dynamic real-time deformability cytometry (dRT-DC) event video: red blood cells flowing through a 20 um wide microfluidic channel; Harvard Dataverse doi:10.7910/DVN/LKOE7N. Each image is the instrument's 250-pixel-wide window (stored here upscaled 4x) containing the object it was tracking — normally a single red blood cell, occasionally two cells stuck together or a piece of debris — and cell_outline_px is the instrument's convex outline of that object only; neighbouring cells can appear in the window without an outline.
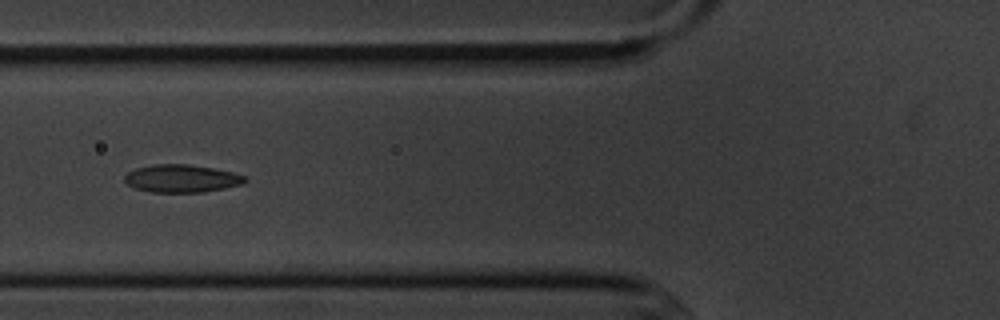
{"species": "common noctule bat (a hibernating species)", "species_latin": "Nyctalus noctula", "temperature_condition": "cold", "stored_images_in_passage": 8, "camera_frame_rate_fps": 3000, "um_per_image_px": 0.085, "animal": {"sex": "male", "body_mass_g": 20.1, "forearm_length_mm": 53.5}, "frame": {"image": 1, "passage_image": 6, "time_ms": 6.667, "image_size_px": [1000, 320], "cell_outline_px": [[248, 180], [244, 184], [204, 192], [152, 192], [136, 188], [128, 184], [124, 180], [124, 176], [128, 172], [136, 168], [152, 164], [188, 164], [212, 168], [232, 172], [244, 176]], "centroid_in_image_um": [15.44, 15.17], "position_along_channel_um": 110.4, "area_um2": 19.42}}
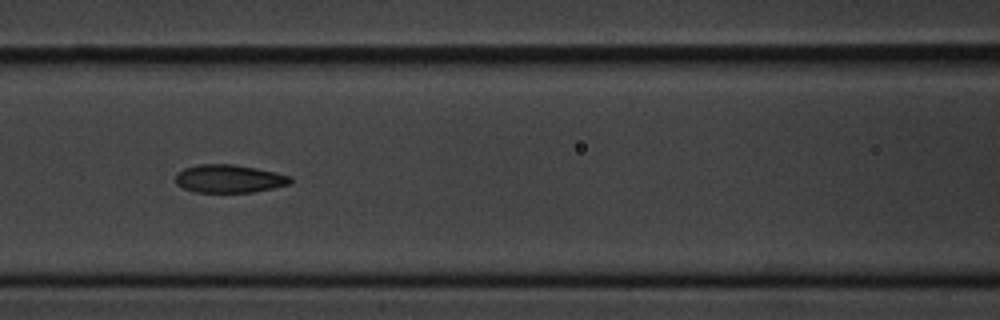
{"frame": {"image": 2, "passage_image": 7, "time_ms": 7.667, "image_size_px": [1000, 320], "cell_outline_px": [[292, 180], [288, 184], [272, 188], [252, 192], [196, 192], [184, 188], [176, 184], [176, 172], [184, 168], [200, 164], [232, 164], [256, 168], [276, 172], [292, 176]], "centroid_in_image_um": [19.46, 15.18], "position_along_channel_um": 147.1, "area_um2": 18.73}}
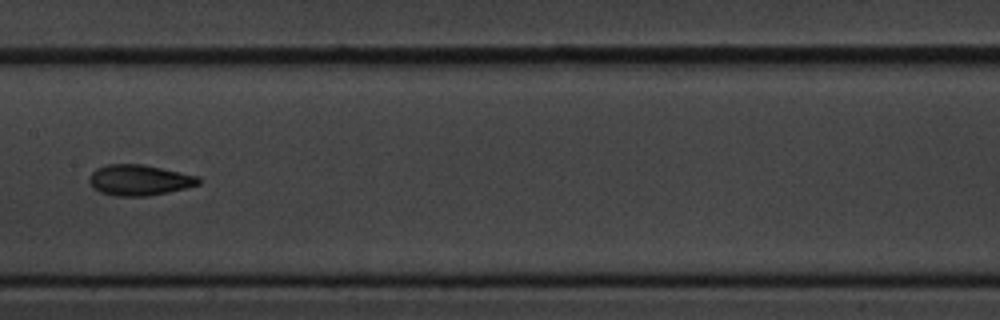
{"frame": {"image": 3, "passage_image": 8, "time_ms": 9.0, "image_size_px": [1000, 320], "cell_outline_px": [[200, 184], [168, 192], [148, 196], [112, 196], [100, 192], [92, 188], [88, 180], [88, 176], [96, 168], [108, 164], [144, 164], [200, 176]], "centroid_in_image_um": [11.81, 15.3], "position_along_channel_um": 195.6, "area_um2": 19.83}}